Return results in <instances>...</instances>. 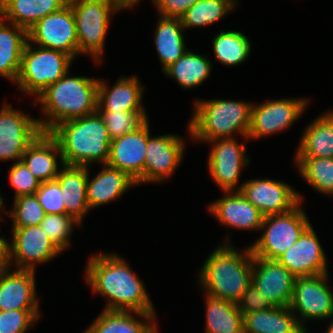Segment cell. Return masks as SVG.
I'll return each mask as SVG.
<instances>
[{"label": "cell", "instance_id": "cell-4", "mask_svg": "<svg viewBox=\"0 0 333 333\" xmlns=\"http://www.w3.org/2000/svg\"><path fill=\"white\" fill-rule=\"evenodd\" d=\"M50 134L59 143L64 165L89 167L108 161L112 140L98 111L59 123Z\"/></svg>", "mask_w": 333, "mask_h": 333}, {"label": "cell", "instance_id": "cell-42", "mask_svg": "<svg viewBox=\"0 0 333 333\" xmlns=\"http://www.w3.org/2000/svg\"><path fill=\"white\" fill-rule=\"evenodd\" d=\"M35 195L46 214H65L61 188L56 180L42 182Z\"/></svg>", "mask_w": 333, "mask_h": 333}, {"label": "cell", "instance_id": "cell-45", "mask_svg": "<svg viewBox=\"0 0 333 333\" xmlns=\"http://www.w3.org/2000/svg\"><path fill=\"white\" fill-rule=\"evenodd\" d=\"M11 268L10 247L8 239L0 236V273Z\"/></svg>", "mask_w": 333, "mask_h": 333}, {"label": "cell", "instance_id": "cell-43", "mask_svg": "<svg viewBox=\"0 0 333 333\" xmlns=\"http://www.w3.org/2000/svg\"><path fill=\"white\" fill-rule=\"evenodd\" d=\"M237 305L242 315L275 307L252 283L243 293Z\"/></svg>", "mask_w": 333, "mask_h": 333}, {"label": "cell", "instance_id": "cell-10", "mask_svg": "<svg viewBox=\"0 0 333 333\" xmlns=\"http://www.w3.org/2000/svg\"><path fill=\"white\" fill-rule=\"evenodd\" d=\"M328 274L298 276L295 279L289 308L305 330L309 320L320 322L333 319V292Z\"/></svg>", "mask_w": 333, "mask_h": 333}, {"label": "cell", "instance_id": "cell-6", "mask_svg": "<svg viewBox=\"0 0 333 333\" xmlns=\"http://www.w3.org/2000/svg\"><path fill=\"white\" fill-rule=\"evenodd\" d=\"M73 61L74 59L64 52L35 46L27 41L14 85L21 94L36 98L61 79L70 70Z\"/></svg>", "mask_w": 333, "mask_h": 333}, {"label": "cell", "instance_id": "cell-17", "mask_svg": "<svg viewBox=\"0 0 333 333\" xmlns=\"http://www.w3.org/2000/svg\"><path fill=\"white\" fill-rule=\"evenodd\" d=\"M312 224L277 261L295 277L329 273L325 250Z\"/></svg>", "mask_w": 333, "mask_h": 333}, {"label": "cell", "instance_id": "cell-15", "mask_svg": "<svg viewBox=\"0 0 333 333\" xmlns=\"http://www.w3.org/2000/svg\"><path fill=\"white\" fill-rule=\"evenodd\" d=\"M145 153L144 184L165 183L181 165L186 151V141L180 135L164 134L151 136Z\"/></svg>", "mask_w": 333, "mask_h": 333}, {"label": "cell", "instance_id": "cell-13", "mask_svg": "<svg viewBox=\"0 0 333 333\" xmlns=\"http://www.w3.org/2000/svg\"><path fill=\"white\" fill-rule=\"evenodd\" d=\"M28 42L79 57L76 21L71 4L40 19L27 31Z\"/></svg>", "mask_w": 333, "mask_h": 333}, {"label": "cell", "instance_id": "cell-32", "mask_svg": "<svg viewBox=\"0 0 333 333\" xmlns=\"http://www.w3.org/2000/svg\"><path fill=\"white\" fill-rule=\"evenodd\" d=\"M213 64L208 56L193 53L188 49L186 53L168 66L162 73L171 78L182 89H195L204 84L210 77Z\"/></svg>", "mask_w": 333, "mask_h": 333}, {"label": "cell", "instance_id": "cell-5", "mask_svg": "<svg viewBox=\"0 0 333 333\" xmlns=\"http://www.w3.org/2000/svg\"><path fill=\"white\" fill-rule=\"evenodd\" d=\"M199 99L194 100L192 117L186 126L191 140L207 144L218 138L248 136L253 103L223 98Z\"/></svg>", "mask_w": 333, "mask_h": 333}, {"label": "cell", "instance_id": "cell-24", "mask_svg": "<svg viewBox=\"0 0 333 333\" xmlns=\"http://www.w3.org/2000/svg\"><path fill=\"white\" fill-rule=\"evenodd\" d=\"M156 319V313L103 309L83 333H159Z\"/></svg>", "mask_w": 333, "mask_h": 333}, {"label": "cell", "instance_id": "cell-7", "mask_svg": "<svg viewBox=\"0 0 333 333\" xmlns=\"http://www.w3.org/2000/svg\"><path fill=\"white\" fill-rule=\"evenodd\" d=\"M74 12L79 55H87L95 63L104 59L105 39L112 15L121 10L110 0H68Z\"/></svg>", "mask_w": 333, "mask_h": 333}, {"label": "cell", "instance_id": "cell-18", "mask_svg": "<svg viewBox=\"0 0 333 333\" xmlns=\"http://www.w3.org/2000/svg\"><path fill=\"white\" fill-rule=\"evenodd\" d=\"M148 119L140 128L111 141L107 165L127 172L137 185L144 184L145 153L149 139Z\"/></svg>", "mask_w": 333, "mask_h": 333}, {"label": "cell", "instance_id": "cell-14", "mask_svg": "<svg viewBox=\"0 0 333 333\" xmlns=\"http://www.w3.org/2000/svg\"><path fill=\"white\" fill-rule=\"evenodd\" d=\"M11 235L10 265H14V269L36 271L38 265L46 264L63 253L40 225L12 227Z\"/></svg>", "mask_w": 333, "mask_h": 333}, {"label": "cell", "instance_id": "cell-23", "mask_svg": "<svg viewBox=\"0 0 333 333\" xmlns=\"http://www.w3.org/2000/svg\"><path fill=\"white\" fill-rule=\"evenodd\" d=\"M102 169L92 178L88 167L87 202L91 210L107 205L121 197L132 188L138 186L127 172L102 164Z\"/></svg>", "mask_w": 333, "mask_h": 333}, {"label": "cell", "instance_id": "cell-39", "mask_svg": "<svg viewBox=\"0 0 333 333\" xmlns=\"http://www.w3.org/2000/svg\"><path fill=\"white\" fill-rule=\"evenodd\" d=\"M98 112L104 119L111 140L137 130L149 119L147 112Z\"/></svg>", "mask_w": 333, "mask_h": 333}, {"label": "cell", "instance_id": "cell-33", "mask_svg": "<svg viewBox=\"0 0 333 333\" xmlns=\"http://www.w3.org/2000/svg\"><path fill=\"white\" fill-rule=\"evenodd\" d=\"M205 333H244L238 305L205 293Z\"/></svg>", "mask_w": 333, "mask_h": 333}, {"label": "cell", "instance_id": "cell-44", "mask_svg": "<svg viewBox=\"0 0 333 333\" xmlns=\"http://www.w3.org/2000/svg\"><path fill=\"white\" fill-rule=\"evenodd\" d=\"M198 0H154L157 15L166 18H181Z\"/></svg>", "mask_w": 333, "mask_h": 333}, {"label": "cell", "instance_id": "cell-21", "mask_svg": "<svg viewBox=\"0 0 333 333\" xmlns=\"http://www.w3.org/2000/svg\"><path fill=\"white\" fill-rule=\"evenodd\" d=\"M35 272L10 268L0 273V311L40 310Z\"/></svg>", "mask_w": 333, "mask_h": 333}, {"label": "cell", "instance_id": "cell-20", "mask_svg": "<svg viewBox=\"0 0 333 333\" xmlns=\"http://www.w3.org/2000/svg\"><path fill=\"white\" fill-rule=\"evenodd\" d=\"M223 196L209 203L207 211L229 229L260 231L264 215L240 191H223Z\"/></svg>", "mask_w": 333, "mask_h": 333}, {"label": "cell", "instance_id": "cell-48", "mask_svg": "<svg viewBox=\"0 0 333 333\" xmlns=\"http://www.w3.org/2000/svg\"><path fill=\"white\" fill-rule=\"evenodd\" d=\"M324 333H333V319L330 320V323Z\"/></svg>", "mask_w": 333, "mask_h": 333}, {"label": "cell", "instance_id": "cell-29", "mask_svg": "<svg viewBox=\"0 0 333 333\" xmlns=\"http://www.w3.org/2000/svg\"><path fill=\"white\" fill-rule=\"evenodd\" d=\"M27 41L26 29L0 17V76L12 84L17 79Z\"/></svg>", "mask_w": 333, "mask_h": 333}, {"label": "cell", "instance_id": "cell-31", "mask_svg": "<svg viewBox=\"0 0 333 333\" xmlns=\"http://www.w3.org/2000/svg\"><path fill=\"white\" fill-rule=\"evenodd\" d=\"M244 333H302L305 329L289 307H274L243 315Z\"/></svg>", "mask_w": 333, "mask_h": 333}, {"label": "cell", "instance_id": "cell-47", "mask_svg": "<svg viewBox=\"0 0 333 333\" xmlns=\"http://www.w3.org/2000/svg\"><path fill=\"white\" fill-rule=\"evenodd\" d=\"M3 205H4V197L1 195L0 193V214L2 212V214H6L7 215V211L3 210ZM4 212V213H3Z\"/></svg>", "mask_w": 333, "mask_h": 333}, {"label": "cell", "instance_id": "cell-30", "mask_svg": "<svg viewBox=\"0 0 333 333\" xmlns=\"http://www.w3.org/2000/svg\"><path fill=\"white\" fill-rule=\"evenodd\" d=\"M157 26L154 33V46L162 72L183 56L186 47L184 28L179 18H166L158 15Z\"/></svg>", "mask_w": 333, "mask_h": 333}, {"label": "cell", "instance_id": "cell-35", "mask_svg": "<svg viewBox=\"0 0 333 333\" xmlns=\"http://www.w3.org/2000/svg\"><path fill=\"white\" fill-rule=\"evenodd\" d=\"M238 0H198L180 18L184 30L216 24L237 9Z\"/></svg>", "mask_w": 333, "mask_h": 333}, {"label": "cell", "instance_id": "cell-46", "mask_svg": "<svg viewBox=\"0 0 333 333\" xmlns=\"http://www.w3.org/2000/svg\"><path fill=\"white\" fill-rule=\"evenodd\" d=\"M112 1L120 10H130L133 9L141 0H110ZM153 3L154 0H151Z\"/></svg>", "mask_w": 333, "mask_h": 333}, {"label": "cell", "instance_id": "cell-38", "mask_svg": "<svg viewBox=\"0 0 333 333\" xmlns=\"http://www.w3.org/2000/svg\"><path fill=\"white\" fill-rule=\"evenodd\" d=\"M40 227L52 242L64 252L71 246L70 237L74 233V228L82 227V225L67 214H46Z\"/></svg>", "mask_w": 333, "mask_h": 333}, {"label": "cell", "instance_id": "cell-8", "mask_svg": "<svg viewBox=\"0 0 333 333\" xmlns=\"http://www.w3.org/2000/svg\"><path fill=\"white\" fill-rule=\"evenodd\" d=\"M310 225L302 202L286 213L264 216L261 236L249 245L253 256L277 260Z\"/></svg>", "mask_w": 333, "mask_h": 333}, {"label": "cell", "instance_id": "cell-25", "mask_svg": "<svg viewBox=\"0 0 333 333\" xmlns=\"http://www.w3.org/2000/svg\"><path fill=\"white\" fill-rule=\"evenodd\" d=\"M22 161L41 183L55 180L64 166L59 143L49 132L35 139L23 153Z\"/></svg>", "mask_w": 333, "mask_h": 333}, {"label": "cell", "instance_id": "cell-49", "mask_svg": "<svg viewBox=\"0 0 333 333\" xmlns=\"http://www.w3.org/2000/svg\"><path fill=\"white\" fill-rule=\"evenodd\" d=\"M302 333H309V331L308 330H304Z\"/></svg>", "mask_w": 333, "mask_h": 333}, {"label": "cell", "instance_id": "cell-28", "mask_svg": "<svg viewBox=\"0 0 333 333\" xmlns=\"http://www.w3.org/2000/svg\"><path fill=\"white\" fill-rule=\"evenodd\" d=\"M67 3L68 0H0V17L28 31L40 19Z\"/></svg>", "mask_w": 333, "mask_h": 333}, {"label": "cell", "instance_id": "cell-19", "mask_svg": "<svg viewBox=\"0 0 333 333\" xmlns=\"http://www.w3.org/2000/svg\"><path fill=\"white\" fill-rule=\"evenodd\" d=\"M295 279L277 260L253 256L252 284L275 307H289Z\"/></svg>", "mask_w": 333, "mask_h": 333}, {"label": "cell", "instance_id": "cell-41", "mask_svg": "<svg viewBox=\"0 0 333 333\" xmlns=\"http://www.w3.org/2000/svg\"><path fill=\"white\" fill-rule=\"evenodd\" d=\"M8 181L14 190L13 198L21 195H35L41 185V181L31 174L22 160L13 162L10 166Z\"/></svg>", "mask_w": 333, "mask_h": 333}, {"label": "cell", "instance_id": "cell-40", "mask_svg": "<svg viewBox=\"0 0 333 333\" xmlns=\"http://www.w3.org/2000/svg\"><path fill=\"white\" fill-rule=\"evenodd\" d=\"M41 315V310L0 311V333H27Z\"/></svg>", "mask_w": 333, "mask_h": 333}, {"label": "cell", "instance_id": "cell-9", "mask_svg": "<svg viewBox=\"0 0 333 333\" xmlns=\"http://www.w3.org/2000/svg\"><path fill=\"white\" fill-rule=\"evenodd\" d=\"M242 139L244 141L239 142L237 138H218L207 142L212 146L207 158V169L210 178L221 191H240L243 186V182L239 184V179L244 167L250 164L251 156L246 150L248 136Z\"/></svg>", "mask_w": 333, "mask_h": 333}, {"label": "cell", "instance_id": "cell-22", "mask_svg": "<svg viewBox=\"0 0 333 333\" xmlns=\"http://www.w3.org/2000/svg\"><path fill=\"white\" fill-rule=\"evenodd\" d=\"M144 87L138 76H120L109 86L99 79L97 111L147 112L143 103Z\"/></svg>", "mask_w": 333, "mask_h": 333}, {"label": "cell", "instance_id": "cell-27", "mask_svg": "<svg viewBox=\"0 0 333 333\" xmlns=\"http://www.w3.org/2000/svg\"><path fill=\"white\" fill-rule=\"evenodd\" d=\"M295 157L333 158V110L314 118L305 128Z\"/></svg>", "mask_w": 333, "mask_h": 333}, {"label": "cell", "instance_id": "cell-3", "mask_svg": "<svg viewBox=\"0 0 333 333\" xmlns=\"http://www.w3.org/2000/svg\"><path fill=\"white\" fill-rule=\"evenodd\" d=\"M98 86L99 78L71 76L69 70L33 99L44 116L37 117L41 130L50 133L59 123L97 112Z\"/></svg>", "mask_w": 333, "mask_h": 333}, {"label": "cell", "instance_id": "cell-34", "mask_svg": "<svg viewBox=\"0 0 333 333\" xmlns=\"http://www.w3.org/2000/svg\"><path fill=\"white\" fill-rule=\"evenodd\" d=\"M251 40L241 31L220 30L212 38L213 55L225 66L244 64L252 51Z\"/></svg>", "mask_w": 333, "mask_h": 333}, {"label": "cell", "instance_id": "cell-26", "mask_svg": "<svg viewBox=\"0 0 333 333\" xmlns=\"http://www.w3.org/2000/svg\"><path fill=\"white\" fill-rule=\"evenodd\" d=\"M55 180L61 188L65 214L83 225L85 215L90 212L86 194L88 167L64 165Z\"/></svg>", "mask_w": 333, "mask_h": 333}, {"label": "cell", "instance_id": "cell-2", "mask_svg": "<svg viewBox=\"0 0 333 333\" xmlns=\"http://www.w3.org/2000/svg\"><path fill=\"white\" fill-rule=\"evenodd\" d=\"M230 239L228 233L206 258L197 284L209 296L237 304L252 283L253 254L248 245L239 251Z\"/></svg>", "mask_w": 333, "mask_h": 333}, {"label": "cell", "instance_id": "cell-16", "mask_svg": "<svg viewBox=\"0 0 333 333\" xmlns=\"http://www.w3.org/2000/svg\"><path fill=\"white\" fill-rule=\"evenodd\" d=\"M240 192L264 216L286 213L304 202L293 186L269 177L244 181Z\"/></svg>", "mask_w": 333, "mask_h": 333}, {"label": "cell", "instance_id": "cell-37", "mask_svg": "<svg viewBox=\"0 0 333 333\" xmlns=\"http://www.w3.org/2000/svg\"><path fill=\"white\" fill-rule=\"evenodd\" d=\"M11 210H7L10 216L11 227L39 226L46 213L36 195H21L13 199Z\"/></svg>", "mask_w": 333, "mask_h": 333}, {"label": "cell", "instance_id": "cell-36", "mask_svg": "<svg viewBox=\"0 0 333 333\" xmlns=\"http://www.w3.org/2000/svg\"><path fill=\"white\" fill-rule=\"evenodd\" d=\"M300 177L313 190L333 196V158L293 157Z\"/></svg>", "mask_w": 333, "mask_h": 333}, {"label": "cell", "instance_id": "cell-11", "mask_svg": "<svg viewBox=\"0 0 333 333\" xmlns=\"http://www.w3.org/2000/svg\"><path fill=\"white\" fill-rule=\"evenodd\" d=\"M309 102L306 97L267 99L263 103L253 102L249 140H260L291 128L305 113Z\"/></svg>", "mask_w": 333, "mask_h": 333}, {"label": "cell", "instance_id": "cell-12", "mask_svg": "<svg viewBox=\"0 0 333 333\" xmlns=\"http://www.w3.org/2000/svg\"><path fill=\"white\" fill-rule=\"evenodd\" d=\"M43 131L38 119L12 107L0 108V162L21 161L23 153Z\"/></svg>", "mask_w": 333, "mask_h": 333}, {"label": "cell", "instance_id": "cell-1", "mask_svg": "<svg viewBox=\"0 0 333 333\" xmlns=\"http://www.w3.org/2000/svg\"><path fill=\"white\" fill-rule=\"evenodd\" d=\"M85 268L84 280L92 293L107 300L104 310L156 313L144 282L118 253H94Z\"/></svg>", "mask_w": 333, "mask_h": 333}]
</instances>
